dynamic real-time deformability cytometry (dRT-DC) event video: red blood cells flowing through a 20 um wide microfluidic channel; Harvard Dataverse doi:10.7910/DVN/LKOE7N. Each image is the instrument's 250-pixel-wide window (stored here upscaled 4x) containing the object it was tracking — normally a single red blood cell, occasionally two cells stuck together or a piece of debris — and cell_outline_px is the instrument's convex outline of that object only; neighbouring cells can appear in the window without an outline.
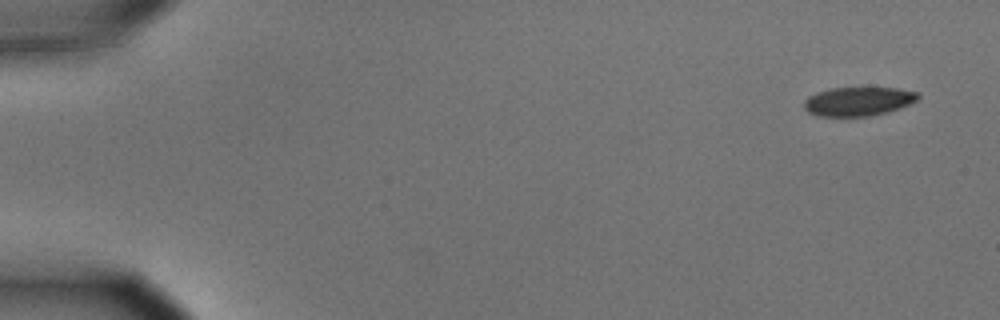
{"species": "common noctule bat (a hibernating species)", "species_latin": "Nyctalus noctula", "temperature_condition": "cold", "stored_images_in_passage": 5, "camera_frame_rate_fps": 3000, "um_per_image_px": 0.085, "animal": {"sex": "male", "body_mass_g": 15.6}, "frame": {"image": 1, "passage_image": 1, "time_ms": 0.0, "image_size_px": [1000, 320], "cell_outline_px": [[920, 96], [916, 100], [900, 108], [888, 112], [868, 116], [820, 116], [808, 112], [804, 108], [804, 100], [808, 96], [816, 92], [828, 88], [896, 88], [916, 92]], "centroid_in_image_um": [72.91, 8.61], "position_along_channel_um": 12.1, "area_um2": 19.13}}
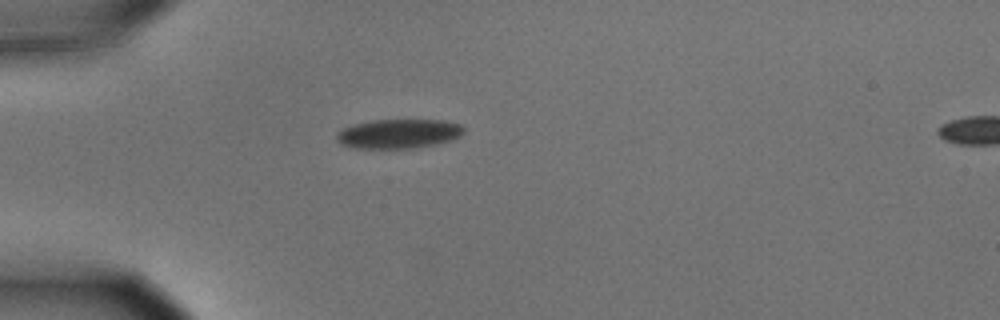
{"frame": {"image": 2, "passage_image": 4, "time_ms": 1.0, "image_size_px": [1000, 320], "cell_outline_px": [[464, 132], [460, 136], [452, 140], [436, 144], [416, 148], [352, 148], [340, 144], [336, 140], [336, 132], [352, 124], [372, 120], [444, 120], [460, 124], [464, 128]], "centroid_in_image_um": [33.86, 11.37], "position_along_channel_um": 51.1, "area_um2": 21.96}}